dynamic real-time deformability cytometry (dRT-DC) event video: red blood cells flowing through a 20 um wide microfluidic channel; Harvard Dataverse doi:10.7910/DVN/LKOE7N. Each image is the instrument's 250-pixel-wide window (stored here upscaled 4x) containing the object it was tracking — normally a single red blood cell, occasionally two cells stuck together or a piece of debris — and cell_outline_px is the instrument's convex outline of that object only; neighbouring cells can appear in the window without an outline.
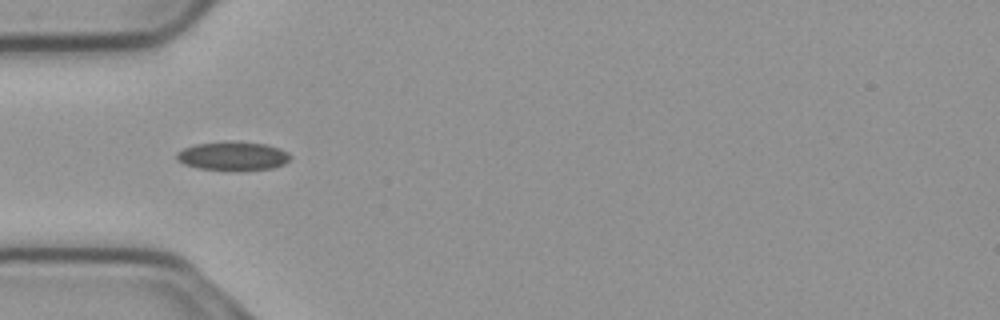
{"species": "common noctule bat (a hibernating species)", "species_latin": "Nyctalus noctula", "temperature_condition": "cold", "stored_images_in_passage": 39, "camera_frame_rate_fps": 3000, "um_per_image_px": 0.085, "animal": {"sex": "male", "body_mass_g": 23.1, "forearm_length_mm": 52.7}, "frame": {"image": 1, "passage_image": 1, "time_ms": 0.0, "image_size_px": [1000, 320], "cell_outline_px": [[292, 156], [284, 164], [272, 168], [196, 168], [184, 164], [176, 160], [176, 152], [184, 148], [196, 144], [264, 144], [280, 148], [288, 152]], "centroid_in_image_um": [19.78, 13.27], "position_along_channel_um": 65.2, "area_um2": 17.57}}
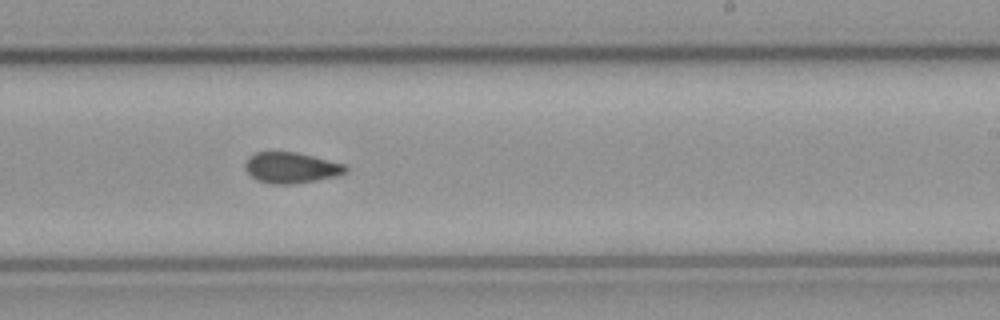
{"frame": {"image": 2, "passage_image": 17, "time_ms": 5.333, "image_size_px": [1000, 320], "cell_outline_px": [[348, 168], [344, 172], [336, 176], [296, 184], [268, 184], [256, 180], [244, 168], [244, 164], [248, 156], [256, 152], [296, 152], [344, 164]], "centroid_in_image_um": [24.69, 14.26], "position_along_channel_um": 264.3, "area_um2": 18.03}}
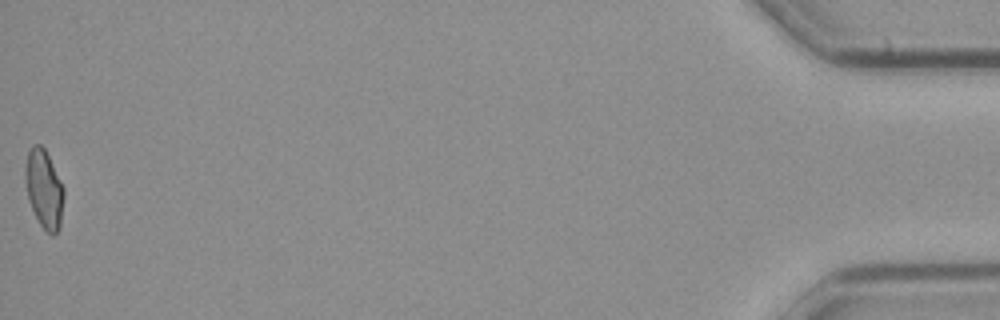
{"frame": {"image": 3, "passage_image": 39, "time_ms": 12.667, "image_size_px": [1000, 320], "cell_outline_px": [[64, 196], [60, 228], [52, 236], [40, 224], [28, 200], [24, 176], [24, 168], [28, 152], [32, 144], [40, 144], [44, 148], [64, 188]], "centroid_in_image_um": [3.73, 16.06], "position_along_channel_um": 431.5, "area_um2": 17.57}, "authors_computed_cell_mechanics": {"area_um2": 18.0336, "velocity_mm_per_s": 3.721, "shape_relaxation_time_tau1_ms": 8.8295, "shape_relaxation_time_tau2_ms": 4.1441, "deformation_change_tau1": 0.1318, "deformation_change_tau2": 0.0746}}